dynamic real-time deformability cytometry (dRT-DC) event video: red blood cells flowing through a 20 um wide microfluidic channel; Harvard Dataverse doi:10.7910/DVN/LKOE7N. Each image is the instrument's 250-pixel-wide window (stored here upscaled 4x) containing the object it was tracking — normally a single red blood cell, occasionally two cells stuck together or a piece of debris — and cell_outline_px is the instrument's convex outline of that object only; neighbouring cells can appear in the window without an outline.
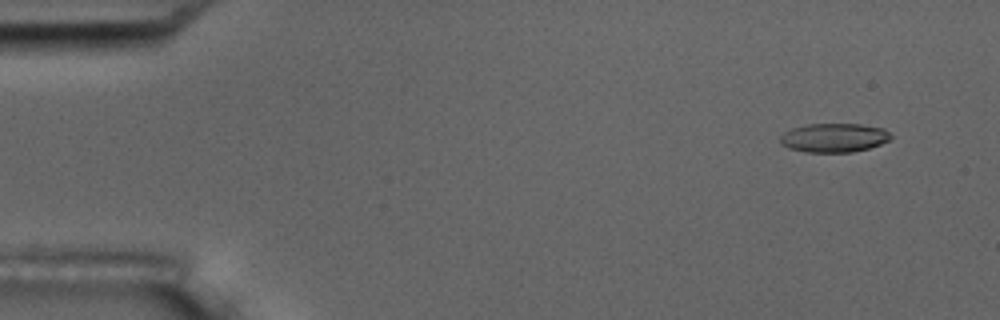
{"species": "common noctule bat (a hibernating species)", "species_latin": "Nyctalus noctula", "temperature_condition": "room temperature", "stored_images_in_passage": 6, "camera_frame_rate_fps": 3000, "um_per_image_px": 0.085, "animal": {"sex": "male", "body_mass_g": 17.5, "forearm_length_mm": 52.3}, "frame": {"image": 1, "passage_image": 2, "time_ms": 1.0, "image_size_px": [1000, 320], "cell_outline_px": [[892, 136], [888, 140], [880, 144], [868, 148], [852, 152], [804, 152], [788, 148], [780, 144], [780, 136], [784, 132], [792, 128], [808, 124], [860, 124], [884, 128]], "centroid_in_image_um": [70.86, 11.71], "position_along_channel_um": 14.1, "area_um2": 18.67}}
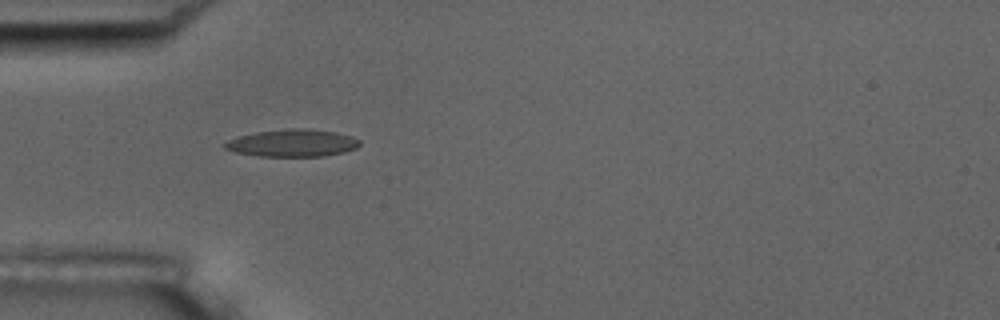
{"frame": {"image": 2, "passage_image": 5, "time_ms": 5.333, "image_size_px": [1000, 320], "cell_outline_px": [[360, 144], [356, 148], [344, 152], [324, 156], [260, 156], [236, 152], [224, 148], [224, 144], [228, 140], [236, 136], [256, 132], [292, 128], [300, 128], [336, 132], [352, 136], [360, 140]], "centroid_in_image_um": [24.86, 12.15], "position_along_channel_um": 60.1, "area_um2": 21.39}}